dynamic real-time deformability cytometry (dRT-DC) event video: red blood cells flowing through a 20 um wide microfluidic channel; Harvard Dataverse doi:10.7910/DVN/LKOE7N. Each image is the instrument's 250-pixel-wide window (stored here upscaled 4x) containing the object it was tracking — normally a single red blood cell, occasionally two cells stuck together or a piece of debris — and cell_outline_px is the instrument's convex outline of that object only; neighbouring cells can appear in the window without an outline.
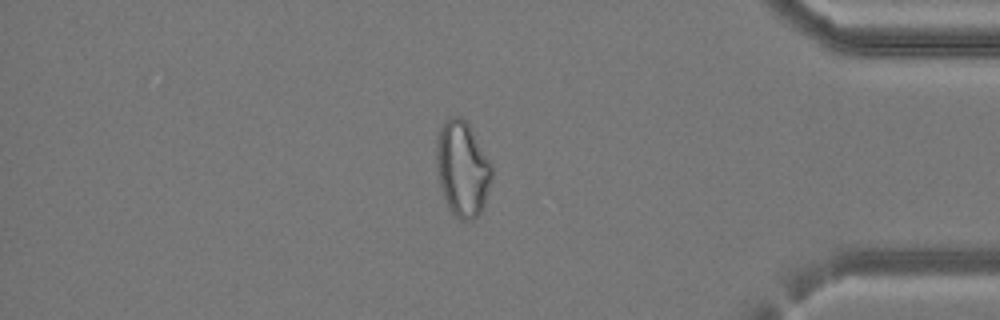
{"species": "common noctule bat (a hibernating species)", "species_latin": "Nyctalus noctula", "temperature_condition": "cold", "stored_images_in_passage": 41, "camera_frame_rate_fps": 3000, "um_per_image_px": 0.085, "animal": {"sex": "female", "body_mass_g": 24.6, "forearm_length_mm": 56.2}, "frame": {"image": 1, "passage_image": 35, "time_ms": 11.333, "image_size_px": [1000, 320], "cell_outline_px": [[492, 176], [484, 204], [480, 212], [472, 220], [460, 220], [448, 208], [444, 200], [440, 184], [436, 160], [436, 140], [440, 128], [448, 116], [460, 116], [468, 120], [492, 164]], "centroid_in_image_um": [39.3, 14.29], "position_along_channel_um": 395.9, "area_um2": 31.1}}